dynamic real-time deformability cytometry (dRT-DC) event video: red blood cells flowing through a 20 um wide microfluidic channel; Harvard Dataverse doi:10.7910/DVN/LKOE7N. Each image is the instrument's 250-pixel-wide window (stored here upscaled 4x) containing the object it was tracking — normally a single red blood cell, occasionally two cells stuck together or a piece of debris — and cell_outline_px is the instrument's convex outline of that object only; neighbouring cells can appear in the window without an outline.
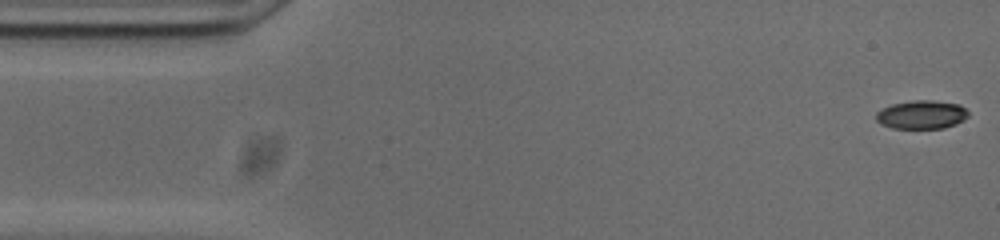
{"species": "common noctule bat (a hibernating species)", "species_latin": "Nyctalus noctula", "temperature_condition": "cold", "stored_images_in_passage": 53, "camera_frame_rate_fps": 3000, "um_per_image_px": 0.085, "animal": {"sex": "male", "body_mass_g": 20.0, "forearm_length_mm": 53.3}, "frame": {"image": 1, "passage_image": 1, "time_ms": 0.0, "image_size_px": [1000, 240], "cell_outline_px": [[968, 116], [964, 120], [956, 124], [944, 128], [892, 128], [880, 124], [876, 120], [876, 112], [892, 104], [916, 100], [932, 100], [960, 104], [968, 112]], "centroid_in_image_um": [78.35, 9.75], "position_along_channel_um": 6.7, "area_um2": 15.32}}
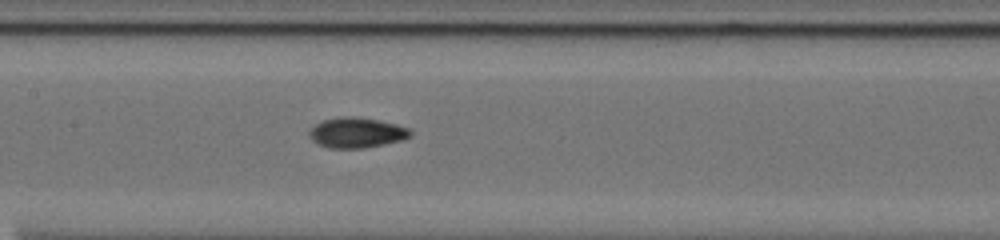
{"frame": {"image": 2, "passage_image": 24, "time_ms": 7.667, "image_size_px": [1000, 240], "cell_outline_px": [[412, 136], [400, 140], [384, 144], [364, 148], [332, 148], [320, 144], [312, 140], [308, 136], [308, 132], [316, 124], [324, 120], [344, 116], [352, 116], [376, 120], [396, 124], [408, 128], [412, 132]], "centroid_in_image_um": [30.31, 11.28], "position_along_channel_um": 177.1, "area_um2": 17.57}}
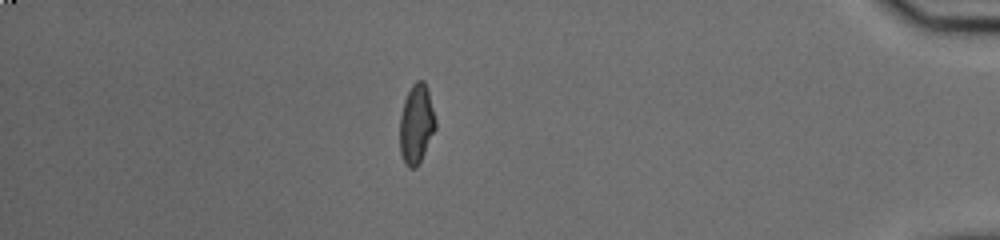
{"frame": {"image": 3, "passage_image": 46, "time_ms": 15.0, "image_size_px": [1000, 240], "cell_outline_px": [[436, 128], [416, 168], [408, 168], [404, 164], [400, 152], [400, 116], [404, 100], [412, 84], [416, 80], [424, 80], [428, 88], [436, 120]], "centroid_in_image_um": [35.39, 10.52], "position_along_channel_um": 399.8, "area_um2": 16.59}, "authors_computed_cell_mechanics": {"area_um2": 16.5308, "velocity_mm_per_s": 3.7411, "shape_relaxation_time_tau1_ms": 7.2374, "shape_relaxation_time_tau2_ms": 1.5207, "deformation_change_tau1": 0.2023, "deformation_change_tau2": 0.052}}